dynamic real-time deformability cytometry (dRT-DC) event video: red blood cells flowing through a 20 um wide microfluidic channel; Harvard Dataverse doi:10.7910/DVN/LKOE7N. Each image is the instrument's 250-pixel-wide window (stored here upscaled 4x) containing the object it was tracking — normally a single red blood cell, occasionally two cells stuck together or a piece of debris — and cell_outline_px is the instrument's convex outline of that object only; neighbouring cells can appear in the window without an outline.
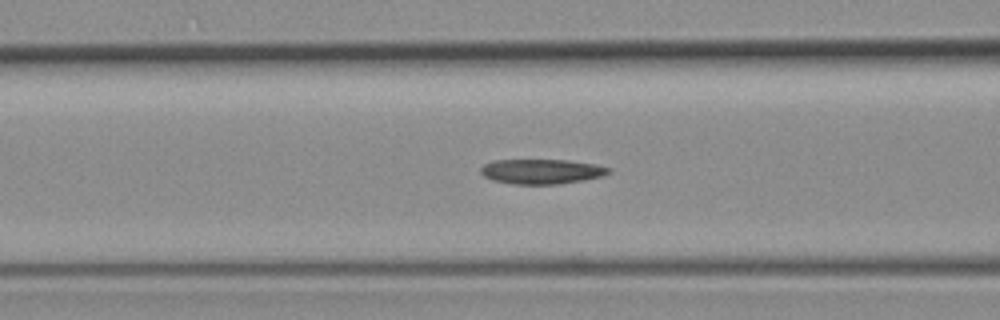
{"species": "common noctule bat (a hibernating species)", "species_latin": "Nyctalus noctula", "temperature_condition": "room temperature", "stored_images_in_passage": 38, "camera_frame_rate_fps": 3000, "um_per_image_px": 0.085, "animal": {"sex": "female", "body_mass_g": 19.3, "forearm_length_mm": 54.1}, "frame": {"image": 1, "passage_image": 5, "time_ms": 1.333, "image_size_px": [1000, 320], "cell_outline_px": [[612, 172], [604, 176], [584, 180], [560, 184], [512, 184], [492, 180], [484, 176], [480, 172], [480, 168], [484, 164], [492, 160], [568, 160], [596, 164], [612, 168]], "centroid_in_image_um": [46.07, 14.57], "position_along_channel_um": 120.5, "area_um2": 18.79}}
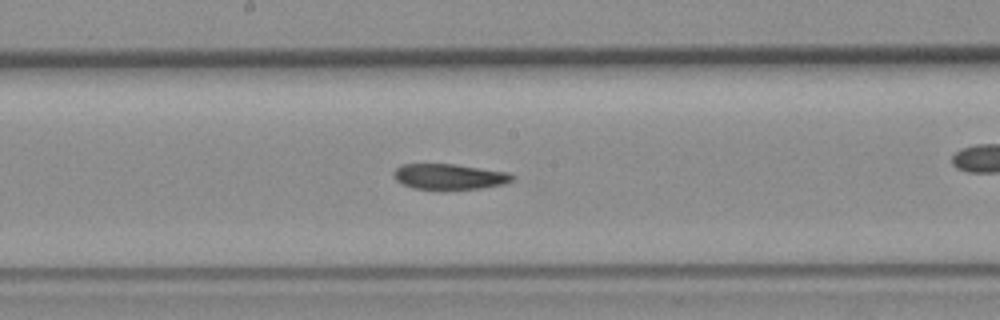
{"frame": {"image": 2, "passage_image": 12, "time_ms": 3.667, "image_size_px": [1000, 320], "cell_outline_px": [[516, 180], [504, 184], [480, 188], [444, 192], [412, 188], [396, 180], [392, 172], [396, 168], [404, 164], [452, 164], [508, 172], [516, 176]], "centroid_in_image_um": [38.21, 15.05], "position_along_channel_um": 210.0, "area_um2": 18.32}}
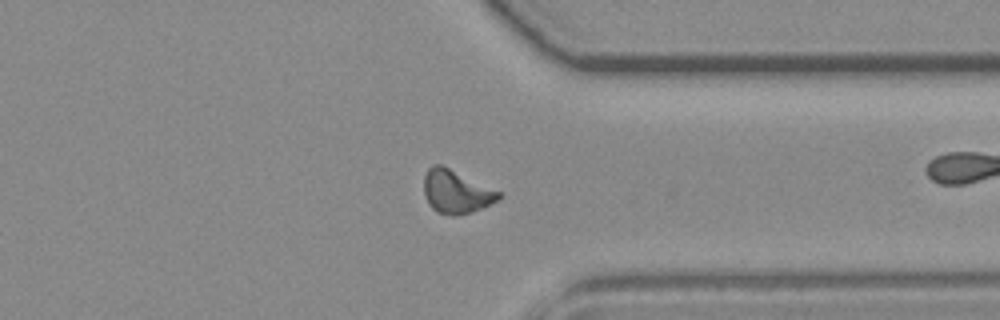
{"frame": {"image": 3, "passage_image": 25, "time_ms": 8.0, "image_size_px": [1000, 320], "cell_outline_px": [[504, 196], [472, 212], [456, 216], [452, 216], [436, 212], [428, 204], [424, 196], [424, 176], [428, 168], [432, 164], [440, 164], [504, 192]], "centroid_in_image_um": [38.78, 16.29], "position_along_channel_um": 372.6, "area_um2": 19.13}}